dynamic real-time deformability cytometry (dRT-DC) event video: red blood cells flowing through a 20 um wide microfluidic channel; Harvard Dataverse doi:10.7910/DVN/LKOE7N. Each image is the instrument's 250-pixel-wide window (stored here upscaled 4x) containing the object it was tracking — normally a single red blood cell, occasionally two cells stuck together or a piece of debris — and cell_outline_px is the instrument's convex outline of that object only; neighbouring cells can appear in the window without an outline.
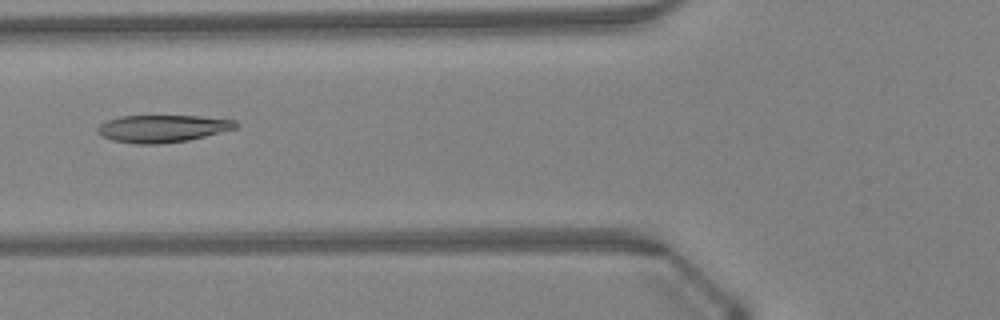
{"species": "Egyptian fruit bat (a non-hibernating species)", "species_latin": "Rousettus aegyptiacus", "temperature_condition": "warm", "stored_images_in_passage": 47, "camera_frame_rate_fps": 3000, "um_per_image_px": 0.085, "animal": {"sex": "female"}, "frame": {"image": 1, "passage_image": 19, "time_ms": 6.0, "image_size_px": [1000, 320], "cell_outline_px": [[240, 128], [188, 140], [160, 144], [136, 144], [112, 140], [100, 136], [96, 132], [96, 128], [100, 124], [108, 120], [120, 116], [200, 116], [236, 120], [240, 124]], "centroid_in_image_um": [13.84, 10.93], "position_along_channel_um": 112.0, "area_um2": 22.31}}
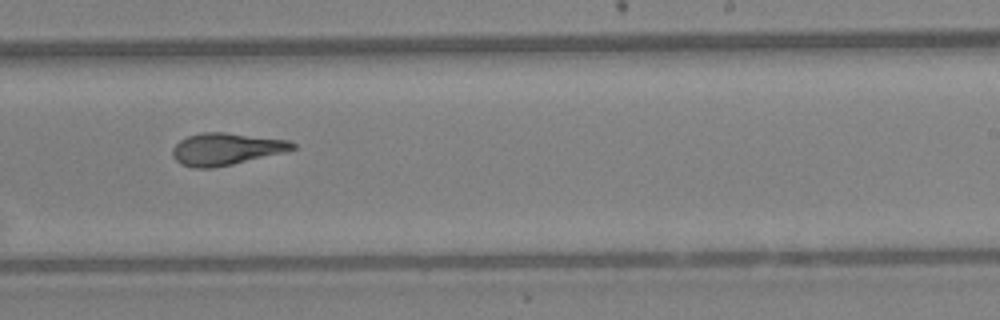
{"frame": {"image": 2, "passage_image": 30, "time_ms": 9.667, "image_size_px": [1000, 320], "cell_outline_px": [[296, 148], [284, 152], [232, 164], [212, 168], [192, 168], [180, 164], [172, 156], [172, 148], [180, 140], [188, 136], [204, 132], [224, 132], [292, 140], [296, 144]], "centroid_in_image_um": [19.22, 12.66], "position_along_channel_um": 269.8, "area_um2": 22.48}}
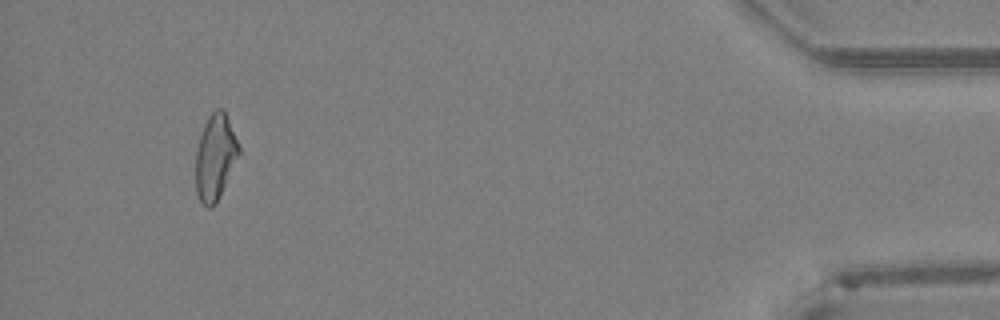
{"frame": {"image": 3, "passage_image": 45, "time_ms": 14.667, "image_size_px": [1000, 320], "cell_outline_px": [[240, 152], [216, 204], [212, 208], [208, 208], [200, 200], [196, 192], [196, 148], [204, 124], [208, 116], [216, 108], [224, 108], [240, 144]], "centroid_in_image_um": [18.3, 13.31], "position_along_channel_um": 416.9, "area_um2": 21.68}, "authors_computed_cell_mechanics": {"area_um2": 22.6576, "velocity_mm_per_s": 4.3303, "shape_relaxation_time_tau1_ms": 8.9615, "shape_relaxation_time_tau2_ms": 3.4414, "deformation_change_tau1": 0.2385, "deformation_change_tau2": 0.0732}}